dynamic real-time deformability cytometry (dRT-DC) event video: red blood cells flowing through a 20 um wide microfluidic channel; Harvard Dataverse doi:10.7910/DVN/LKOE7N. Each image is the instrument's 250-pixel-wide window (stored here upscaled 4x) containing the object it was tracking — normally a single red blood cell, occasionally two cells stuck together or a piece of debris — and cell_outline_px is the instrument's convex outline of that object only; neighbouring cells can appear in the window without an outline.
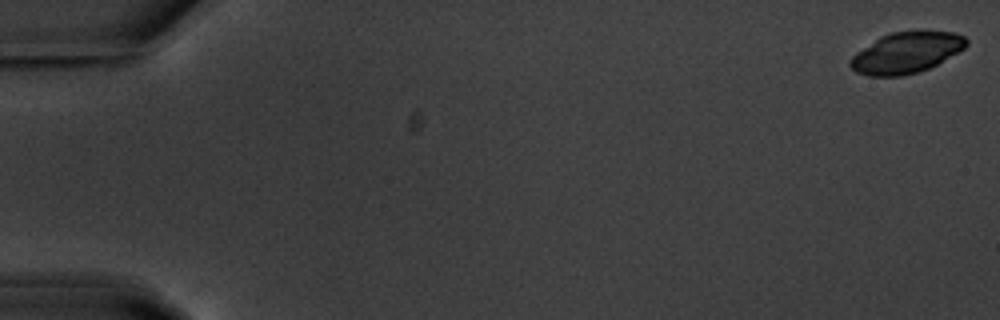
{"species": "common noctule bat (a hibernating species)", "species_latin": "Nyctalus noctula", "temperature_condition": "warm", "stored_images_in_passage": 56, "camera_frame_rate_fps": 3000, "um_per_image_px": 0.085, "animal": {"sex": "male", "body_mass_g": 20.1, "forearm_length_mm": 53.5}, "frame": {"image": 1, "passage_image": 1, "time_ms": 0.0, "image_size_px": [1000, 320], "cell_outline_px": [[968, 44], [964, 48], [936, 64], [928, 68], [916, 72], [900, 76], [868, 76], [856, 72], [848, 64], [848, 60], [856, 52], [880, 36], [892, 32], [920, 28], [924, 28], [956, 32], [964, 36], [968, 40]], "centroid_in_image_um": [77.04, 4.42], "position_along_channel_um": 8.0, "area_um2": 28.32}}